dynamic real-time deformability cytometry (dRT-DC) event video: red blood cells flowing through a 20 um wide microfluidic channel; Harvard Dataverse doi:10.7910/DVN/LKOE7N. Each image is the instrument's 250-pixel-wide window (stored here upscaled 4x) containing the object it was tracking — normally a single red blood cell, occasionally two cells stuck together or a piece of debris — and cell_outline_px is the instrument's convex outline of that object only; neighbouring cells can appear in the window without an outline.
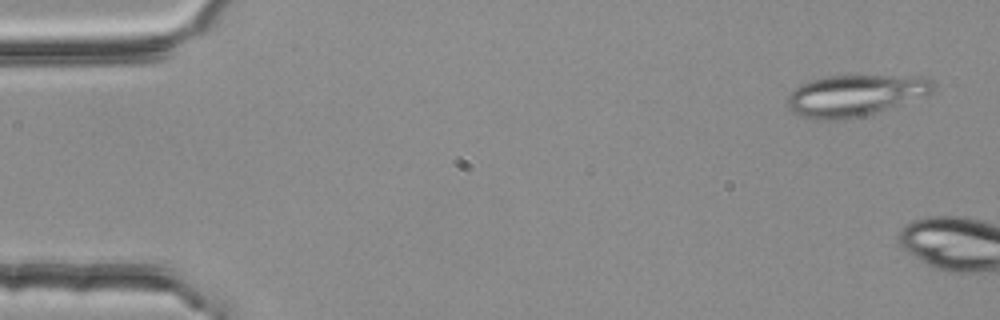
{"species": "common noctule bat (a hibernating species)", "species_latin": "Nyctalus noctula", "temperature_condition": "room temperature", "stored_images_in_passage": 6, "camera_frame_rate_fps": 3000, "um_per_image_px": 0.085, "animal": {"sex": "female", "body_mass_g": 25.1}, "frame": {"image": 1, "passage_image": 3, "time_ms": 0.667, "image_size_px": [1000, 320], "cell_outline_px": [[936, 88], [932, 92], [876, 112], [860, 116], [836, 120], [816, 120], [800, 116], [792, 112], [788, 108], [788, 96], [800, 84], [824, 76], [912, 76], [936, 80]], "centroid_in_image_um": [72.65, 8.1], "position_along_channel_um": 12.3, "area_um2": 34.74}}